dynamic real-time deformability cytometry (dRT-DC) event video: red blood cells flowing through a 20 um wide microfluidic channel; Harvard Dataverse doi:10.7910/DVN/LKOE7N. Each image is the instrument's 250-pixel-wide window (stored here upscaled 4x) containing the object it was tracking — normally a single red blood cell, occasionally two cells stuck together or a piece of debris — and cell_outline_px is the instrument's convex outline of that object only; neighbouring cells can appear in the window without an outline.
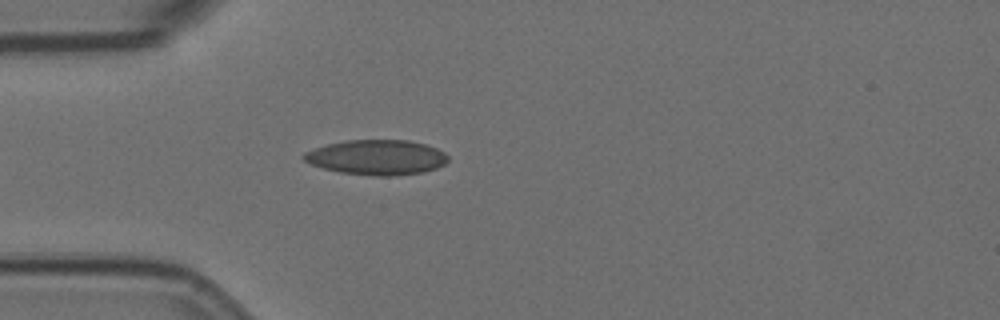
{"species": "Egyptian fruit bat (a non-hibernating species)", "species_latin": "Rousettus aegyptiacus", "temperature_condition": "room temperature", "stored_images_in_passage": 4, "camera_frame_rate_fps": 3000, "um_per_image_px": 0.085, "animal": {"sex": "female"}, "frame": {"image": 1, "passage_image": 4, "time_ms": 1.0, "image_size_px": [1000, 320], "cell_outline_px": [[448, 160], [444, 164], [436, 168], [420, 172], [392, 176], [376, 176], [340, 172], [324, 168], [312, 164], [304, 160], [300, 156], [304, 152], [328, 144], [344, 140], [408, 140], [424, 144], [436, 148], [444, 152], [448, 156]], "centroid_in_image_um": [32.01, 13.37], "position_along_channel_um": 53.0, "area_um2": 29.25}}